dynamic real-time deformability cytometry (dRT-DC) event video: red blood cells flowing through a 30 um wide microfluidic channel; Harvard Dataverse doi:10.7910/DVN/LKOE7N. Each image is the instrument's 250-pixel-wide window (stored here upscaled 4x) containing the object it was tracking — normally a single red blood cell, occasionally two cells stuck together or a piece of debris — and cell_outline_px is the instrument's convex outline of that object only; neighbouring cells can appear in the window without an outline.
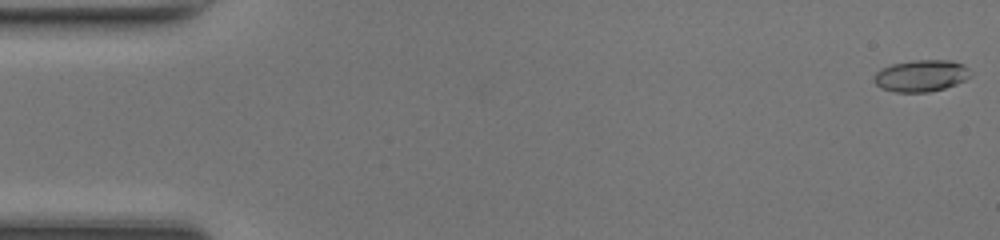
{"species": "common noctule bat (a hibernating species)", "species_latin": "Nyctalus noctula", "temperature_condition": "room temperature", "stored_images_in_passage": 48, "camera_frame_rate_fps": 3000, "um_per_image_px": 0.085, "animal": {"sex": "female", "body_mass_g": 17.0, "forearm_length_mm": 48.0}, "frame": {"image": 1, "passage_image": 1, "time_ms": 0.0, "image_size_px": [1000, 240], "cell_outline_px": [[972, 76], [956, 84], [944, 88], [928, 92], [896, 92], [880, 88], [872, 80], [872, 76], [880, 68], [892, 64], [916, 60], [952, 60], [964, 64], [972, 72]], "centroid_in_image_um": [78.29, 6.43], "position_along_channel_um": 6.7, "area_um2": 18.09}}
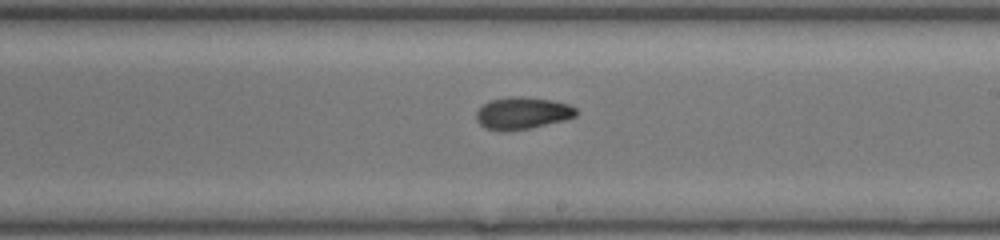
{"frame": {"image": 2, "passage_image": 28, "time_ms": 9.0, "image_size_px": [1000, 240], "cell_outline_px": [[576, 116], [564, 120], [528, 128], [504, 132], [484, 128], [476, 120], [476, 112], [488, 100], [508, 96], [520, 96], [552, 100], [568, 104], [576, 108]], "centroid_in_image_um": [44.36, 9.61], "position_along_channel_um": 244.6, "area_um2": 18.73}}
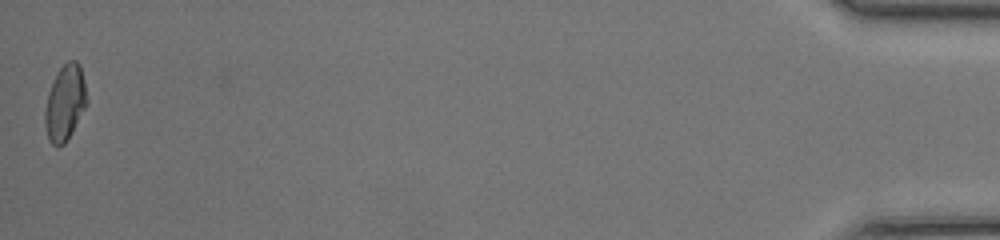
{"frame": {"image": 3, "passage_image": 48, "time_ms": 15.667, "image_size_px": [1000, 240], "cell_outline_px": [[88, 104], [72, 132], [64, 144], [60, 148], [56, 148], [48, 140], [44, 124], [44, 112], [48, 92], [60, 68], [68, 60], [76, 60], [80, 64], [84, 80], [88, 100]], "centroid_in_image_um": [5.53, 8.78], "position_along_channel_um": 429.7, "area_um2": 18.73}, "authors_computed_cell_mechanics": {"area_um2": 18.1203, "velocity_mm_per_s": 4.3399, "shape_relaxation_time_tau1_ms": 7.5694, "shape_relaxation_time_tau2_ms": 2.079, "deformation_change_tau1": 0.2549, "deformation_change_tau2": 0.0715}}